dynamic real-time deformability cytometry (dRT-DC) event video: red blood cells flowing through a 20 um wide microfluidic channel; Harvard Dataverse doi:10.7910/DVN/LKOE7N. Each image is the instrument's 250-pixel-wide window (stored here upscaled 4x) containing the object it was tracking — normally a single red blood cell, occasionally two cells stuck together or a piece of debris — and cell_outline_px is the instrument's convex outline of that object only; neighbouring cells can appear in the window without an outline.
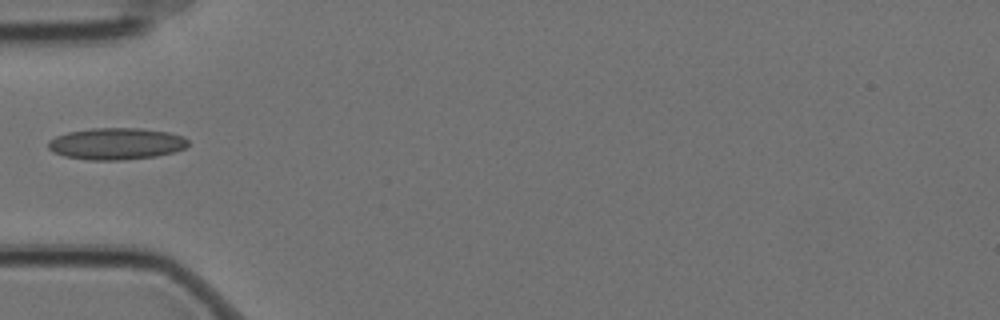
{"species": "Egyptian fruit bat (a non-hibernating species)", "species_latin": "Rousettus aegyptiacus", "temperature_condition": "cold", "stored_images_in_passage": 2, "camera_frame_rate_fps": 3000, "um_per_image_px": 0.085, "animal": {"sex": "female"}, "frame": {"image": 1, "passage_image": 2, "time_ms": 0.333, "image_size_px": [1000, 320], "cell_outline_px": [[188, 144], [184, 148], [172, 152], [156, 156], [124, 160], [88, 160], [64, 156], [52, 152], [48, 148], [48, 140], [56, 136], [68, 132], [92, 128], [140, 128], [168, 132], [184, 136], [188, 140]], "centroid_in_image_um": [9.86, 12.22], "position_along_channel_um": 75.1, "area_um2": 25.95}}